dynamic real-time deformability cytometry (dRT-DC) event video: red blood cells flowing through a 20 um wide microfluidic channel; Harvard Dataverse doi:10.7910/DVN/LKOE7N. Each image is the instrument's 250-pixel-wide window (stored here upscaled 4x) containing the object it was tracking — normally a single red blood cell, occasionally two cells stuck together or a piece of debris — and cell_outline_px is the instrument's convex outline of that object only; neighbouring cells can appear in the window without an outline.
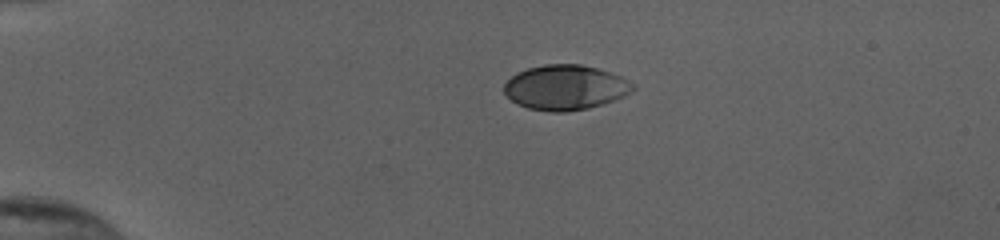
{"species": "human", "species_latin": "Homo sapiens", "temperature_condition": "cold", "stored_images_in_passage": 42, "camera_frame_rate_fps": 3000, "um_per_image_px": 0.085, "donor": {"sex": "female"}, "frame": {"image": 1, "passage_image": 1, "time_ms": 0.0, "image_size_px": [1000, 240], "cell_outline_px": [[636, 88], [632, 92], [616, 100], [588, 108], [564, 112], [552, 112], [528, 108], [512, 100], [504, 92], [504, 84], [516, 72], [528, 68], [544, 64], [580, 64], [596, 68], [620, 76], [636, 84]], "centroid_in_image_um": [48.08, 7.43], "position_along_channel_um": 36.9, "area_um2": 33.7}}
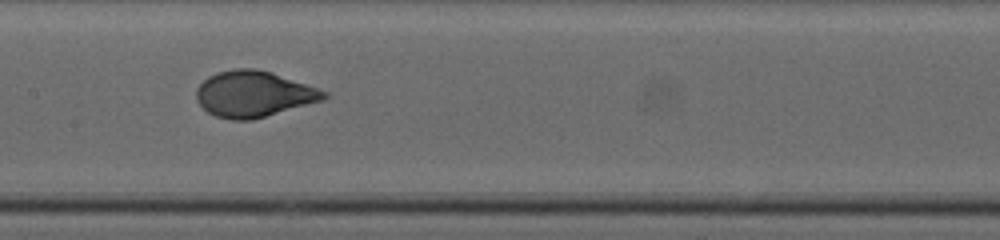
{"frame": {"image": 2, "passage_image": 17, "time_ms": 5.333, "image_size_px": [1000, 240], "cell_outline_px": [[332, 96], [324, 100], [252, 120], [232, 120], [216, 116], [208, 112], [196, 100], [196, 88], [208, 76], [216, 72], [236, 68], [256, 68], [272, 72], [328, 92]], "centroid_in_image_um": [21.57, 7.99], "position_along_channel_um": 185.8, "area_um2": 34.33}}
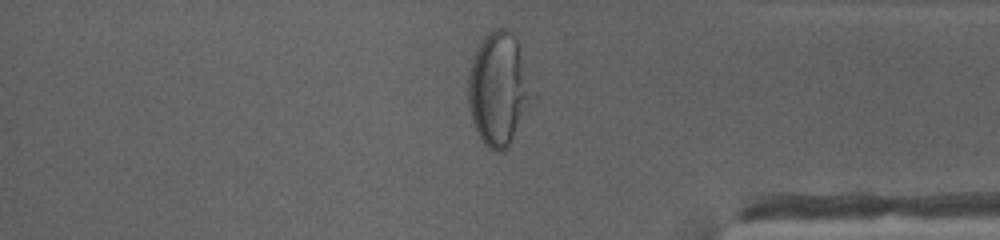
{"frame": {"image": 3, "passage_image": 34, "time_ms": 11.0, "image_size_px": [1000, 240], "cell_outline_px": [[540, 92], [508, 148], [504, 152], [496, 152], [488, 148], [484, 144], [472, 120], [468, 104], [468, 72], [476, 48], [484, 36], [488, 32], [496, 28], [508, 28], [512, 32], [516, 40]], "centroid_in_image_um": [42.48, 7.57], "position_along_channel_um": 392.7, "area_um2": 44.04}, "authors_computed_cell_mechanics": {"area_um2": 34.4777, "velocity_mm_per_s": 3.8872, "shape_relaxation_time_tau1_ms": 3.8048, "shape_relaxation_time_tau2_ms": null, "deformation_change_tau1": 0.2155, "deformation_change_tau2": null}}